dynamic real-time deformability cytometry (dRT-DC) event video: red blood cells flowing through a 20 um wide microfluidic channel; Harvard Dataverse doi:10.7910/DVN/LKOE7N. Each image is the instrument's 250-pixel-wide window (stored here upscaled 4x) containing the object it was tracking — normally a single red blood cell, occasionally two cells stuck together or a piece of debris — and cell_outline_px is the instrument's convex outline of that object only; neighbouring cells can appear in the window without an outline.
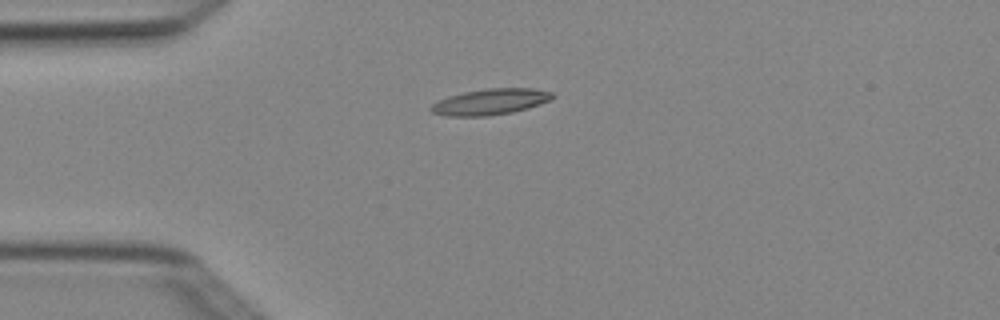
{"species": "Egyptian fruit bat (a non-hibernating species)", "species_latin": "Rousettus aegyptiacus", "temperature_condition": "cold", "stored_images_in_passage": 3, "camera_frame_rate_fps": 3000, "um_per_image_px": 0.085, "animal": {"sex": "female"}, "frame": {"image": 1, "passage_image": 1, "time_ms": 0.0, "image_size_px": [1000, 320], "cell_outline_px": [[556, 96], [552, 100], [528, 108], [512, 112], [488, 116], [444, 116], [432, 112], [428, 108], [432, 104], [448, 96], [464, 92], [488, 88], [532, 88], [552, 92]], "centroid_in_image_um": [41.7, 8.65], "position_along_channel_um": 43.3, "area_um2": 18.5}}
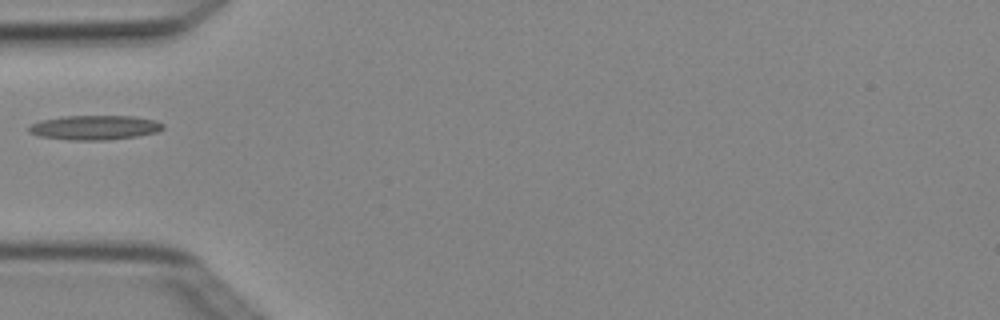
{"frame": {"image": 2, "passage_image": 2, "time_ms": 0.333, "image_size_px": [1000, 320], "cell_outline_px": [[164, 128], [156, 132], [136, 136], [104, 140], [68, 140], [40, 136], [28, 132], [28, 128], [32, 124], [40, 120], [64, 116], [132, 116], [156, 120], [164, 124]], "centroid_in_image_um": [8.04, 10.84], "position_along_channel_um": 77.0, "area_um2": 19.07}}
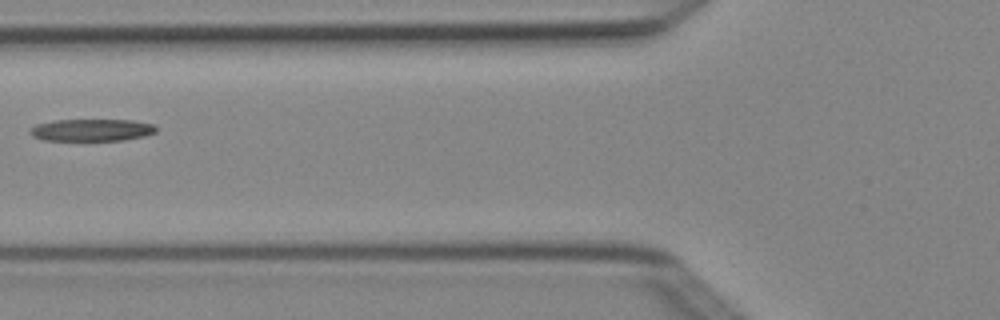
{"frame": {"image": 3, "passage_image": 3, "time_ms": 0.667, "image_size_px": [1000, 320], "cell_outline_px": [[156, 132], [144, 136], [124, 140], [44, 140], [32, 136], [28, 132], [28, 128], [36, 124], [56, 120], [132, 120], [152, 124], [156, 128]], "centroid_in_image_um": [7.75, 11.05], "position_along_channel_um": 118.1, "area_um2": 16.24}}